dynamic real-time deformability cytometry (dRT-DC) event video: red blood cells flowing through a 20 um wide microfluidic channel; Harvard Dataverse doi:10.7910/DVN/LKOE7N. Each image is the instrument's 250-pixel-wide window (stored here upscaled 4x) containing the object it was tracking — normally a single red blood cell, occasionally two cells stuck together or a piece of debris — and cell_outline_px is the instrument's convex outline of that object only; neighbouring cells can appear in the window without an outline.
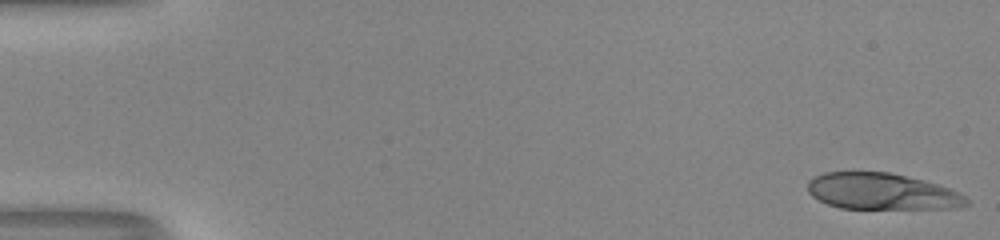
{"species": "human", "species_latin": "Homo sapiens", "temperature_condition": "room temperature", "stored_images_in_passage": 51, "camera_frame_rate_fps": 3000, "um_per_image_px": 0.085, "donor": {"sex": "male"}, "frame": {"image": 1, "passage_image": 1, "time_ms": 0.0, "image_size_px": [1000, 240], "cell_outline_px": [[968, 204], [960, 208], [840, 208], [828, 204], [812, 196], [808, 192], [808, 180], [824, 172], [888, 172], [924, 180], [960, 192], [968, 200]], "centroid_in_image_um": [74.96, 16.27], "position_along_channel_um": 10.0, "area_um2": 33.47}}
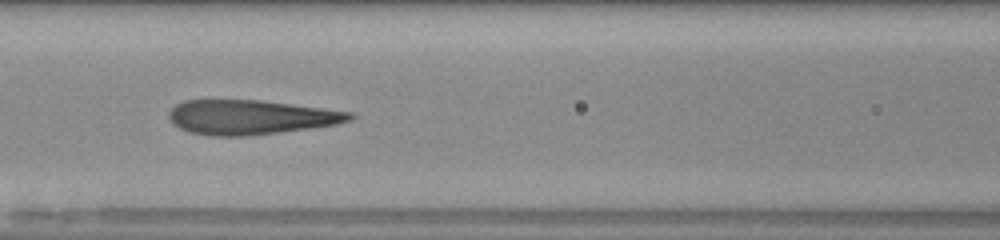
{"frame": {"image": 2, "passage_image": 23, "time_ms": 7.333, "image_size_px": [1000, 240], "cell_outline_px": [[356, 116], [352, 120], [336, 124], [312, 128], [244, 136], [208, 136], [188, 132], [172, 124], [168, 120], [168, 112], [176, 104], [184, 100], [260, 100], [356, 112]], "centroid_in_image_um": [21.31, 9.96], "position_along_channel_um": 145.3, "area_um2": 36.7}}
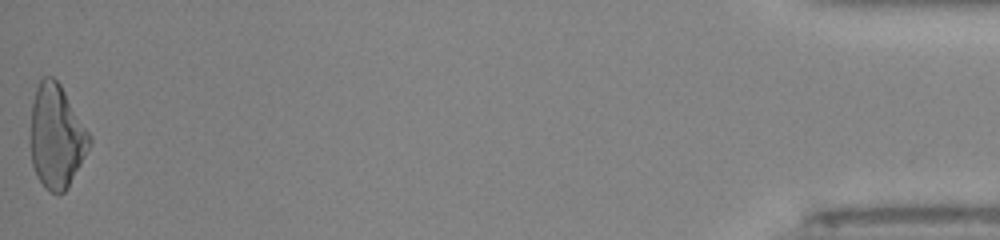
{"frame": {"image": 3, "passage_image": 51, "time_ms": 16.667, "image_size_px": [1000, 240], "cell_outline_px": [[92, 140], [68, 188], [64, 192], [52, 192], [44, 188], [36, 176], [32, 164], [32, 100], [36, 88], [40, 80], [44, 76], [52, 76], [60, 84], [92, 136]], "centroid_in_image_um": [4.81, 11.59], "position_along_channel_um": 430.4, "area_um2": 35.14}, "authors_computed_cell_mechanics": {"area_um2": 36.125, "velocity_mm_per_s": 4.0988, "shape_relaxation_time_tau1_ms": 7.763, "shape_relaxation_time_tau2_ms": 0.9495, "deformation_change_tau1": 0.2906, "deformation_change_tau2": 0.0968}}